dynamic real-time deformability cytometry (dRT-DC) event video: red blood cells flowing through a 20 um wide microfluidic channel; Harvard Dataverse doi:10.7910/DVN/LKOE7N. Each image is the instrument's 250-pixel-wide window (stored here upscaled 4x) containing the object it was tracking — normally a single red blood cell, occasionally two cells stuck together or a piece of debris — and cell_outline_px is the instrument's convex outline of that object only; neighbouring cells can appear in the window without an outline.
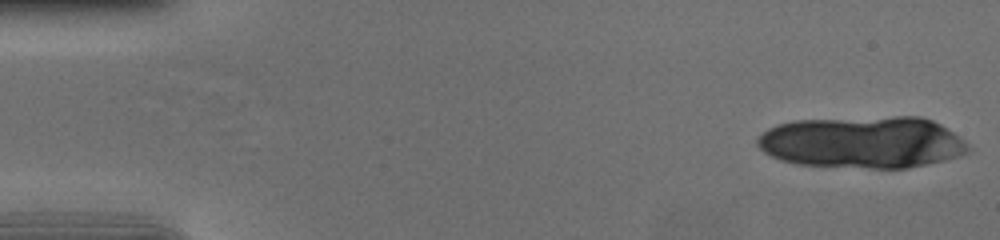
{"species": "human", "species_latin": "Homo sapiens", "temperature_condition": "cold", "stored_images_in_passage": 14, "camera_frame_rate_fps": 3000, "um_per_image_px": 0.085, "donor": {"sex": "female"}, "frame": {"image": 1, "passage_image": 1, "time_ms": 0.0, "image_size_px": [1000, 240], "cell_outline_px": [[972, 148], [968, 152], [960, 156], [944, 160], [904, 168], [868, 168], [800, 164], [780, 160], [764, 152], [756, 144], [756, 140], [768, 128], [776, 124], [796, 120], [892, 116], [920, 116], [932, 120], [940, 124], [952, 132], [968, 144]], "centroid_in_image_um": [73.32, 12.08], "position_along_channel_um": 11.7, "area_um2": 63.75}}